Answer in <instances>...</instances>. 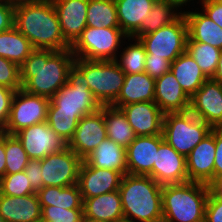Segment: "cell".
I'll use <instances>...</instances> for the list:
<instances>
[{
    "mask_svg": "<svg viewBox=\"0 0 222 222\" xmlns=\"http://www.w3.org/2000/svg\"><path fill=\"white\" fill-rule=\"evenodd\" d=\"M127 38L128 36L120 27L95 28L87 26L71 46V50L75 58L101 61L116 60L120 52L118 50L125 46Z\"/></svg>",
    "mask_w": 222,
    "mask_h": 222,
    "instance_id": "cell-6",
    "label": "cell"
},
{
    "mask_svg": "<svg viewBox=\"0 0 222 222\" xmlns=\"http://www.w3.org/2000/svg\"><path fill=\"white\" fill-rule=\"evenodd\" d=\"M212 79L222 83V53H221L219 61H218V66H217L216 72L213 75Z\"/></svg>",
    "mask_w": 222,
    "mask_h": 222,
    "instance_id": "cell-50",
    "label": "cell"
},
{
    "mask_svg": "<svg viewBox=\"0 0 222 222\" xmlns=\"http://www.w3.org/2000/svg\"><path fill=\"white\" fill-rule=\"evenodd\" d=\"M41 218L52 222H83V209H64L58 206H41Z\"/></svg>",
    "mask_w": 222,
    "mask_h": 222,
    "instance_id": "cell-39",
    "label": "cell"
},
{
    "mask_svg": "<svg viewBox=\"0 0 222 222\" xmlns=\"http://www.w3.org/2000/svg\"><path fill=\"white\" fill-rule=\"evenodd\" d=\"M196 10L182 11L188 24V36L193 41L206 43L222 50V28L201 10L199 11V8Z\"/></svg>",
    "mask_w": 222,
    "mask_h": 222,
    "instance_id": "cell-26",
    "label": "cell"
},
{
    "mask_svg": "<svg viewBox=\"0 0 222 222\" xmlns=\"http://www.w3.org/2000/svg\"><path fill=\"white\" fill-rule=\"evenodd\" d=\"M201 11L222 28V0H198Z\"/></svg>",
    "mask_w": 222,
    "mask_h": 222,
    "instance_id": "cell-45",
    "label": "cell"
},
{
    "mask_svg": "<svg viewBox=\"0 0 222 222\" xmlns=\"http://www.w3.org/2000/svg\"><path fill=\"white\" fill-rule=\"evenodd\" d=\"M24 172L27 175V179L32 185V188L38 192L41 188H43V180H42V170H41V159H31Z\"/></svg>",
    "mask_w": 222,
    "mask_h": 222,
    "instance_id": "cell-44",
    "label": "cell"
},
{
    "mask_svg": "<svg viewBox=\"0 0 222 222\" xmlns=\"http://www.w3.org/2000/svg\"><path fill=\"white\" fill-rule=\"evenodd\" d=\"M15 90L0 86V131L6 126L11 111Z\"/></svg>",
    "mask_w": 222,
    "mask_h": 222,
    "instance_id": "cell-41",
    "label": "cell"
},
{
    "mask_svg": "<svg viewBox=\"0 0 222 222\" xmlns=\"http://www.w3.org/2000/svg\"><path fill=\"white\" fill-rule=\"evenodd\" d=\"M50 99L26 92L22 88L15 92L12 100L9 120L2 130L15 135L29 126L45 122Z\"/></svg>",
    "mask_w": 222,
    "mask_h": 222,
    "instance_id": "cell-9",
    "label": "cell"
},
{
    "mask_svg": "<svg viewBox=\"0 0 222 222\" xmlns=\"http://www.w3.org/2000/svg\"><path fill=\"white\" fill-rule=\"evenodd\" d=\"M170 71L189 98H191L208 79L187 51L180 54L171 63Z\"/></svg>",
    "mask_w": 222,
    "mask_h": 222,
    "instance_id": "cell-27",
    "label": "cell"
},
{
    "mask_svg": "<svg viewBox=\"0 0 222 222\" xmlns=\"http://www.w3.org/2000/svg\"><path fill=\"white\" fill-rule=\"evenodd\" d=\"M6 154H5V133L0 131V179L5 175Z\"/></svg>",
    "mask_w": 222,
    "mask_h": 222,
    "instance_id": "cell-48",
    "label": "cell"
},
{
    "mask_svg": "<svg viewBox=\"0 0 222 222\" xmlns=\"http://www.w3.org/2000/svg\"><path fill=\"white\" fill-rule=\"evenodd\" d=\"M84 161L91 167L118 171L127 174L126 148L105 138Z\"/></svg>",
    "mask_w": 222,
    "mask_h": 222,
    "instance_id": "cell-25",
    "label": "cell"
},
{
    "mask_svg": "<svg viewBox=\"0 0 222 222\" xmlns=\"http://www.w3.org/2000/svg\"><path fill=\"white\" fill-rule=\"evenodd\" d=\"M84 218L106 222H118L124 219L121 197L118 190L83 199Z\"/></svg>",
    "mask_w": 222,
    "mask_h": 222,
    "instance_id": "cell-24",
    "label": "cell"
},
{
    "mask_svg": "<svg viewBox=\"0 0 222 222\" xmlns=\"http://www.w3.org/2000/svg\"><path fill=\"white\" fill-rule=\"evenodd\" d=\"M161 186L189 182L186 157L179 154L165 140L156 152V162L148 175Z\"/></svg>",
    "mask_w": 222,
    "mask_h": 222,
    "instance_id": "cell-15",
    "label": "cell"
},
{
    "mask_svg": "<svg viewBox=\"0 0 222 222\" xmlns=\"http://www.w3.org/2000/svg\"><path fill=\"white\" fill-rule=\"evenodd\" d=\"M152 222H171V221L168 220V219H166V218H164V217H161V218L156 219V220H154V221H152Z\"/></svg>",
    "mask_w": 222,
    "mask_h": 222,
    "instance_id": "cell-54",
    "label": "cell"
},
{
    "mask_svg": "<svg viewBox=\"0 0 222 222\" xmlns=\"http://www.w3.org/2000/svg\"><path fill=\"white\" fill-rule=\"evenodd\" d=\"M14 26L34 49L61 51L71 48L62 34L52 0L15 4Z\"/></svg>",
    "mask_w": 222,
    "mask_h": 222,
    "instance_id": "cell-2",
    "label": "cell"
},
{
    "mask_svg": "<svg viewBox=\"0 0 222 222\" xmlns=\"http://www.w3.org/2000/svg\"><path fill=\"white\" fill-rule=\"evenodd\" d=\"M74 71L88 85L101 106H111L117 100L125 73L115 60L75 58Z\"/></svg>",
    "mask_w": 222,
    "mask_h": 222,
    "instance_id": "cell-5",
    "label": "cell"
},
{
    "mask_svg": "<svg viewBox=\"0 0 222 222\" xmlns=\"http://www.w3.org/2000/svg\"><path fill=\"white\" fill-rule=\"evenodd\" d=\"M155 94V78L147 73L125 74L124 84L117 100L111 105L121 108L124 105L138 102H152Z\"/></svg>",
    "mask_w": 222,
    "mask_h": 222,
    "instance_id": "cell-23",
    "label": "cell"
},
{
    "mask_svg": "<svg viewBox=\"0 0 222 222\" xmlns=\"http://www.w3.org/2000/svg\"><path fill=\"white\" fill-rule=\"evenodd\" d=\"M65 40L72 46L87 27L89 0H52Z\"/></svg>",
    "mask_w": 222,
    "mask_h": 222,
    "instance_id": "cell-20",
    "label": "cell"
},
{
    "mask_svg": "<svg viewBox=\"0 0 222 222\" xmlns=\"http://www.w3.org/2000/svg\"><path fill=\"white\" fill-rule=\"evenodd\" d=\"M122 178L123 174L118 171L91 167L83 160L77 185L82 199H87L118 190Z\"/></svg>",
    "mask_w": 222,
    "mask_h": 222,
    "instance_id": "cell-16",
    "label": "cell"
},
{
    "mask_svg": "<svg viewBox=\"0 0 222 222\" xmlns=\"http://www.w3.org/2000/svg\"><path fill=\"white\" fill-rule=\"evenodd\" d=\"M182 11V7L174 0H156L149 15L130 37L138 38L169 25L183 13Z\"/></svg>",
    "mask_w": 222,
    "mask_h": 222,
    "instance_id": "cell-28",
    "label": "cell"
},
{
    "mask_svg": "<svg viewBox=\"0 0 222 222\" xmlns=\"http://www.w3.org/2000/svg\"><path fill=\"white\" fill-rule=\"evenodd\" d=\"M37 222H52V221H49V220L44 219V218H40Z\"/></svg>",
    "mask_w": 222,
    "mask_h": 222,
    "instance_id": "cell-55",
    "label": "cell"
},
{
    "mask_svg": "<svg viewBox=\"0 0 222 222\" xmlns=\"http://www.w3.org/2000/svg\"><path fill=\"white\" fill-rule=\"evenodd\" d=\"M71 48L61 51L34 49L20 65L22 89L51 99L74 71Z\"/></svg>",
    "mask_w": 222,
    "mask_h": 222,
    "instance_id": "cell-1",
    "label": "cell"
},
{
    "mask_svg": "<svg viewBox=\"0 0 222 222\" xmlns=\"http://www.w3.org/2000/svg\"><path fill=\"white\" fill-rule=\"evenodd\" d=\"M118 222H131V221H128V220L123 219V220L118 221Z\"/></svg>",
    "mask_w": 222,
    "mask_h": 222,
    "instance_id": "cell-57",
    "label": "cell"
},
{
    "mask_svg": "<svg viewBox=\"0 0 222 222\" xmlns=\"http://www.w3.org/2000/svg\"><path fill=\"white\" fill-rule=\"evenodd\" d=\"M104 120L107 137L127 148L134 140L135 133L124 113L112 106H104Z\"/></svg>",
    "mask_w": 222,
    "mask_h": 222,
    "instance_id": "cell-32",
    "label": "cell"
},
{
    "mask_svg": "<svg viewBox=\"0 0 222 222\" xmlns=\"http://www.w3.org/2000/svg\"><path fill=\"white\" fill-rule=\"evenodd\" d=\"M0 222H5V220L3 219L1 215H0Z\"/></svg>",
    "mask_w": 222,
    "mask_h": 222,
    "instance_id": "cell-56",
    "label": "cell"
},
{
    "mask_svg": "<svg viewBox=\"0 0 222 222\" xmlns=\"http://www.w3.org/2000/svg\"><path fill=\"white\" fill-rule=\"evenodd\" d=\"M210 186L201 182L164 185L163 217L171 222H204Z\"/></svg>",
    "mask_w": 222,
    "mask_h": 222,
    "instance_id": "cell-4",
    "label": "cell"
},
{
    "mask_svg": "<svg viewBox=\"0 0 222 222\" xmlns=\"http://www.w3.org/2000/svg\"><path fill=\"white\" fill-rule=\"evenodd\" d=\"M163 141V134L136 136L135 140L126 148L127 173L149 175L156 162V152Z\"/></svg>",
    "mask_w": 222,
    "mask_h": 222,
    "instance_id": "cell-19",
    "label": "cell"
},
{
    "mask_svg": "<svg viewBox=\"0 0 222 222\" xmlns=\"http://www.w3.org/2000/svg\"><path fill=\"white\" fill-rule=\"evenodd\" d=\"M186 51L193 57L204 75L213 78L222 50L209 44L193 41L189 36L186 40Z\"/></svg>",
    "mask_w": 222,
    "mask_h": 222,
    "instance_id": "cell-34",
    "label": "cell"
},
{
    "mask_svg": "<svg viewBox=\"0 0 222 222\" xmlns=\"http://www.w3.org/2000/svg\"><path fill=\"white\" fill-rule=\"evenodd\" d=\"M0 86L15 91L22 88L20 66L0 56Z\"/></svg>",
    "mask_w": 222,
    "mask_h": 222,
    "instance_id": "cell-40",
    "label": "cell"
},
{
    "mask_svg": "<svg viewBox=\"0 0 222 222\" xmlns=\"http://www.w3.org/2000/svg\"><path fill=\"white\" fill-rule=\"evenodd\" d=\"M127 40L129 45L125 40L126 46L120 50L115 61L125 74L144 72L147 53L143 44L138 38L128 37Z\"/></svg>",
    "mask_w": 222,
    "mask_h": 222,
    "instance_id": "cell-35",
    "label": "cell"
},
{
    "mask_svg": "<svg viewBox=\"0 0 222 222\" xmlns=\"http://www.w3.org/2000/svg\"><path fill=\"white\" fill-rule=\"evenodd\" d=\"M136 136H153L162 134L164 113L154 102H138L119 108Z\"/></svg>",
    "mask_w": 222,
    "mask_h": 222,
    "instance_id": "cell-18",
    "label": "cell"
},
{
    "mask_svg": "<svg viewBox=\"0 0 222 222\" xmlns=\"http://www.w3.org/2000/svg\"><path fill=\"white\" fill-rule=\"evenodd\" d=\"M214 180L222 177V128H215Z\"/></svg>",
    "mask_w": 222,
    "mask_h": 222,
    "instance_id": "cell-47",
    "label": "cell"
},
{
    "mask_svg": "<svg viewBox=\"0 0 222 222\" xmlns=\"http://www.w3.org/2000/svg\"><path fill=\"white\" fill-rule=\"evenodd\" d=\"M15 136L22 143L30 159L40 160L67 147V142L52 130L46 121L24 128Z\"/></svg>",
    "mask_w": 222,
    "mask_h": 222,
    "instance_id": "cell-12",
    "label": "cell"
},
{
    "mask_svg": "<svg viewBox=\"0 0 222 222\" xmlns=\"http://www.w3.org/2000/svg\"><path fill=\"white\" fill-rule=\"evenodd\" d=\"M82 159L66 147L41 159L43 187H68L78 182Z\"/></svg>",
    "mask_w": 222,
    "mask_h": 222,
    "instance_id": "cell-11",
    "label": "cell"
},
{
    "mask_svg": "<svg viewBox=\"0 0 222 222\" xmlns=\"http://www.w3.org/2000/svg\"><path fill=\"white\" fill-rule=\"evenodd\" d=\"M204 222H222V198L217 197L211 190L206 203Z\"/></svg>",
    "mask_w": 222,
    "mask_h": 222,
    "instance_id": "cell-43",
    "label": "cell"
},
{
    "mask_svg": "<svg viewBox=\"0 0 222 222\" xmlns=\"http://www.w3.org/2000/svg\"><path fill=\"white\" fill-rule=\"evenodd\" d=\"M188 24L182 13L174 22L138 37L147 53L146 57L165 58L171 63L186 51Z\"/></svg>",
    "mask_w": 222,
    "mask_h": 222,
    "instance_id": "cell-8",
    "label": "cell"
},
{
    "mask_svg": "<svg viewBox=\"0 0 222 222\" xmlns=\"http://www.w3.org/2000/svg\"><path fill=\"white\" fill-rule=\"evenodd\" d=\"M83 116L81 112H67L59 111V108H48L46 122L52 130L68 143Z\"/></svg>",
    "mask_w": 222,
    "mask_h": 222,
    "instance_id": "cell-36",
    "label": "cell"
},
{
    "mask_svg": "<svg viewBox=\"0 0 222 222\" xmlns=\"http://www.w3.org/2000/svg\"><path fill=\"white\" fill-rule=\"evenodd\" d=\"M156 0H115L122 31L130 37L149 15Z\"/></svg>",
    "mask_w": 222,
    "mask_h": 222,
    "instance_id": "cell-29",
    "label": "cell"
},
{
    "mask_svg": "<svg viewBox=\"0 0 222 222\" xmlns=\"http://www.w3.org/2000/svg\"><path fill=\"white\" fill-rule=\"evenodd\" d=\"M6 170L5 174L24 171L31 160L22 143L15 135L5 134Z\"/></svg>",
    "mask_w": 222,
    "mask_h": 222,
    "instance_id": "cell-37",
    "label": "cell"
},
{
    "mask_svg": "<svg viewBox=\"0 0 222 222\" xmlns=\"http://www.w3.org/2000/svg\"><path fill=\"white\" fill-rule=\"evenodd\" d=\"M154 102L164 114L186 112L190 109V98L171 71L155 79Z\"/></svg>",
    "mask_w": 222,
    "mask_h": 222,
    "instance_id": "cell-21",
    "label": "cell"
},
{
    "mask_svg": "<svg viewBox=\"0 0 222 222\" xmlns=\"http://www.w3.org/2000/svg\"><path fill=\"white\" fill-rule=\"evenodd\" d=\"M83 222H106V221L93 220V219H90V218H84V219H83Z\"/></svg>",
    "mask_w": 222,
    "mask_h": 222,
    "instance_id": "cell-53",
    "label": "cell"
},
{
    "mask_svg": "<svg viewBox=\"0 0 222 222\" xmlns=\"http://www.w3.org/2000/svg\"><path fill=\"white\" fill-rule=\"evenodd\" d=\"M215 128L186 157L188 180L210 185L214 181Z\"/></svg>",
    "mask_w": 222,
    "mask_h": 222,
    "instance_id": "cell-17",
    "label": "cell"
},
{
    "mask_svg": "<svg viewBox=\"0 0 222 222\" xmlns=\"http://www.w3.org/2000/svg\"><path fill=\"white\" fill-rule=\"evenodd\" d=\"M41 206L83 209V199L77 184L68 187L45 186L37 192Z\"/></svg>",
    "mask_w": 222,
    "mask_h": 222,
    "instance_id": "cell-30",
    "label": "cell"
},
{
    "mask_svg": "<svg viewBox=\"0 0 222 222\" xmlns=\"http://www.w3.org/2000/svg\"><path fill=\"white\" fill-rule=\"evenodd\" d=\"M48 108H59V111L81 112L84 116L101 108L88 85L73 71L68 82L50 99Z\"/></svg>",
    "mask_w": 222,
    "mask_h": 222,
    "instance_id": "cell-10",
    "label": "cell"
},
{
    "mask_svg": "<svg viewBox=\"0 0 222 222\" xmlns=\"http://www.w3.org/2000/svg\"><path fill=\"white\" fill-rule=\"evenodd\" d=\"M4 1L15 5V4H18V3L29 2V1H37V0H4Z\"/></svg>",
    "mask_w": 222,
    "mask_h": 222,
    "instance_id": "cell-52",
    "label": "cell"
},
{
    "mask_svg": "<svg viewBox=\"0 0 222 222\" xmlns=\"http://www.w3.org/2000/svg\"><path fill=\"white\" fill-rule=\"evenodd\" d=\"M211 129L190 111L166 113L163 117L164 140L185 157L211 132Z\"/></svg>",
    "mask_w": 222,
    "mask_h": 222,
    "instance_id": "cell-7",
    "label": "cell"
},
{
    "mask_svg": "<svg viewBox=\"0 0 222 222\" xmlns=\"http://www.w3.org/2000/svg\"><path fill=\"white\" fill-rule=\"evenodd\" d=\"M105 138H107V132L104 106H101L98 111L85 115L79 120L67 147L84 160Z\"/></svg>",
    "mask_w": 222,
    "mask_h": 222,
    "instance_id": "cell-13",
    "label": "cell"
},
{
    "mask_svg": "<svg viewBox=\"0 0 222 222\" xmlns=\"http://www.w3.org/2000/svg\"><path fill=\"white\" fill-rule=\"evenodd\" d=\"M34 50L30 41L15 27L0 32V56L19 66Z\"/></svg>",
    "mask_w": 222,
    "mask_h": 222,
    "instance_id": "cell-31",
    "label": "cell"
},
{
    "mask_svg": "<svg viewBox=\"0 0 222 222\" xmlns=\"http://www.w3.org/2000/svg\"><path fill=\"white\" fill-rule=\"evenodd\" d=\"M14 8V4L0 0V32L14 26Z\"/></svg>",
    "mask_w": 222,
    "mask_h": 222,
    "instance_id": "cell-46",
    "label": "cell"
},
{
    "mask_svg": "<svg viewBox=\"0 0 222 222\" xmlns=\"http://www.w3.org/2000/svg\"><path fill=\"white\" fill-rule=\"evenodd\" d=\"M162 187L148 175H123L118 191L124 219L152 222L163 217Z\"/></svg>",
    "mask_w": 222,
    "mask_h": 222,
    "instance_id": "cell-3",
    "label": "cell"
},
{
    "mask_svg": "<svg viewBox=\"0 0 222 222\" xmlns=\"http://www.w3.org/2000/svg\"><path fill=\"white\" fill-rule=\"evenodd\" d=\"M171 62L165 58L146 57L145 73L152 78L161 77L163 74L170 72Z\"/></svg>",
    "mask_w": 222,
    "mask_h": 222,
    "instance_id": "cell-42",
    "label": "cell"
},
{
    "mask_svg": "<svg viewBox=\"0 0 222 222\" xmlns=\"http://www.w3.org/2000/svg\"><path fill=\"white\" fill-rule=\"evenodd\" d=\"M209 186L217 197L222 198V177L215 179Z\"/></svg>",
    "mask_w": 222,
    "mask_h": 222,
    "instance_id": "cell-49",
    "label": "cell"
},
{
    "mask_svg": "<svg viewBox=\"0 0 222 222\" xmlns=\"http://www.w3.org/2000/svg\"><path fill=\"white\" fill-rule=\"evenodd\" d=\"M41 210L37 193L22 197L0 194V215L5 222H37Z\"/></svg>",
    "mask_w": 222,
    "mask_h": 222,
    "instance_id": "cell-22",
    "label": "cell"
},
{
    "mask_svg": "<svg viewBox=\"0 0 222 222\" xmlns=\"http://www.w3.org/2000/svg\"><path fill=\"white\" fill-rule=\"evenodd\" d=\"M189 111L211 128H222V83L207 79L190 98Z\"/></svg>",
    "mask_w": 222,
    "mask_h": 222,
    "instance_id": "cell-14",
    "label": "cell"
},
{
    "mask_svg": "<svg viewBox=\"0 0 222 222\" xmlns=\"http://www.w3.org/2000/svg\"><path fill=\"white\" fill-rule=\"evenodd\" d=\"M174 1L177 2L181 7H185L187 5H190L191 1H194V0H174Z\"/></svg>",
    "mask_w": 222,
    "mask_h": 222,
    "instance_id": "cell-51",
    "label": "cell"
},
{
    "mask_svg": "<svg viewBox=\"0 0 222 222\" xmlns=\"http://www.w3.org/2000/svg\"><path fill=\"white\" fill-rule=\"evenodd\" d=\"M86 23L89 27H120L115 0H89Z\"/></svg>",
    "mask_w": 222,
    "mask_h": 222,
    "instance_id": "cell-33",
    "label": "cell"
},
{
    "mask_svg": "<svg viewBox=\"0 0 222 222\" xmlns=\"http://www.w3.org/2000/svg\"><path fill=\"white\" fill-rule=\"evenodd\" d=\"M33 193L37 192L32 188L24 171L5 174L0 179V194L22 197Z\"/></svg>",
    "mask_w": 222,
    "mask_h": 222,
    "instance_id": "cell-38",
    "label": "cell"
}]
</instances>
